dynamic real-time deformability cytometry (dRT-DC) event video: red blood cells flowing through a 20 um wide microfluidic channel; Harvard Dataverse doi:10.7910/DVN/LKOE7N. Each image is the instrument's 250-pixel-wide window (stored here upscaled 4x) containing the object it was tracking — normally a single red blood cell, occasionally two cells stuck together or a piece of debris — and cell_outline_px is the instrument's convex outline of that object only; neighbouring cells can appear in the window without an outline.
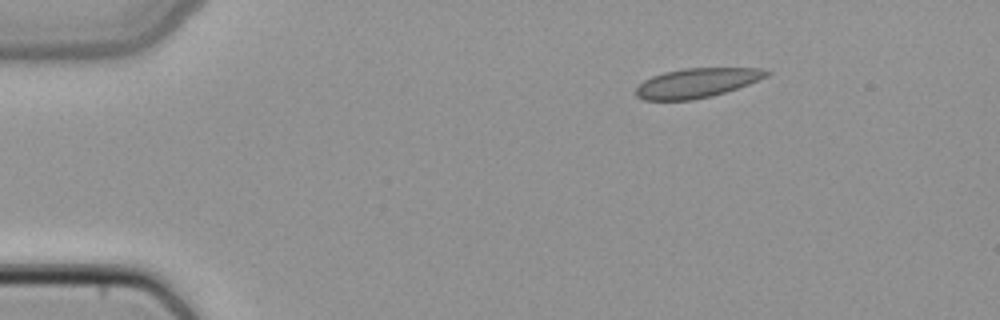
{"species": "common noctule bat (a hibernating species)", "species_latin": "Nyctalus noctula", "temperature_condition": "cold", "stored_images_in_passage": 5, "camera_frame_rate_fps": 3000, "um_per_image_px": 0.085, "animal": {"sex": "female", "body_mass_g": 22.7, "forearm_length_mm": 54.2}, "frame": {"image": 1, "passage_image": 5, "time_ms": 1.333, "image_size_px": [1000, 320], "cell_outline_px": [[772, 72], [768, 76], [748, 84], [712, 96], [692, 100], [644, 100], [636, 96], [636, 88], [644, 80], [652, 76], [664, 72], [684, 68], [760, 68]], "centroid_in_image_um": [59.22, 7.04], "position_along_channel_um": 25.8, "area_um2": 22.31}}